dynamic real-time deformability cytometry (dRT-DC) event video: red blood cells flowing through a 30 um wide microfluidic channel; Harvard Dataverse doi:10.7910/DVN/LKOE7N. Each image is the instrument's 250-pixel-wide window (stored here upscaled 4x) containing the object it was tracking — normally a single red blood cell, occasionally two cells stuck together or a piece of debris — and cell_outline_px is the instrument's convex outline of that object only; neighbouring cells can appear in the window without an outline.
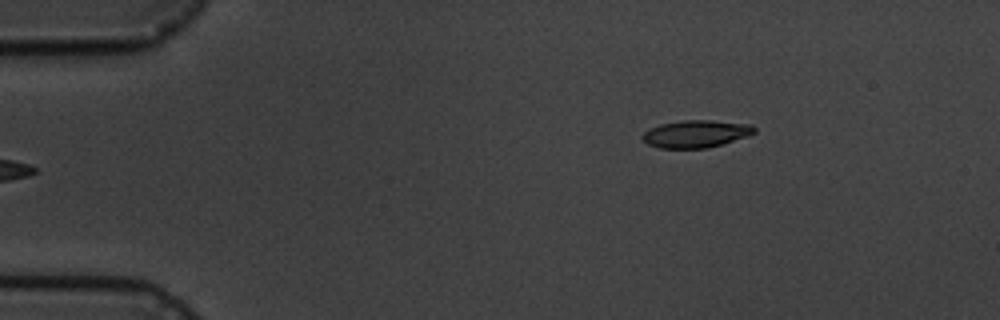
{"species": "common noctule bat (a hibernating species)", "species_latin": "Nyctalus noctula", "temperature_condition": "cold", "stored_images_in_passage": 4, "camera_frame_rate_fps": 3000, "um_per_image_px": 0.085, "animal": {"sex": "male", "body_mass_g": 19.5, "forearm_length_mm": 54.6}, "frame": {"image": 1, "passage_image": 4, "time_ms": 3.333, "image_size_px": [1000, 320], "cell_outline_px": [[756, 132], [748, 136], [708, 148], [660, 148], [648, 144], [640, 136], [644, 132], [660, 124], [684, 120], [712, 120], [752, 124], [756, 128]], "centroid_in_image_um": [59.18, 11.37], "position_along_channel_um": 25.8, "area_um2": 17.86}}